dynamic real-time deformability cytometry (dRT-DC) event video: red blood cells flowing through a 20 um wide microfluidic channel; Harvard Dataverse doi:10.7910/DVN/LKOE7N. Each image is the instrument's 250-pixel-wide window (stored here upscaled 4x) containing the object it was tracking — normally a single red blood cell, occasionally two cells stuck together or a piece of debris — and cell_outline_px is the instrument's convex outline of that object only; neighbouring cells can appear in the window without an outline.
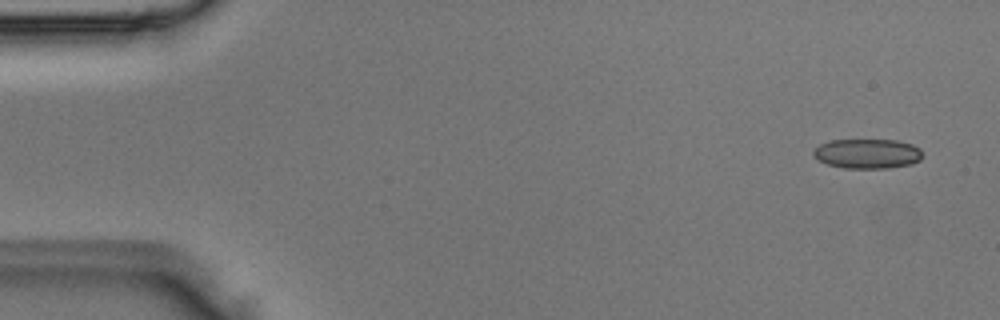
{"species": "Egyptian fruit bat (a non-hibernating species)", "species_latin": "Rousettus aegyptiacus", "temperature_condition": "room temperature", "stored_images_in_passage": 4, "camera_frame_rate_fps": 3000, "um_per_image_px": 0.085, "animal": {"sex": "male"}, "frame": {"image": 1, "passage_image": 1, "time_ms": 0.0, "image_size_px": [1000, 320], "cell_outline_px": [[920, 160], [912, 164], [888, 168], [844, 168], [828, 164], [820, 160], [812, 152], [820, 144], [828, 140], [896, 140], [912, 144], [920, 148]], "centroid_in_image_um": [73.74, 13.06], "position_along_channel_um": 11.3, "area_um2": 18.73}}
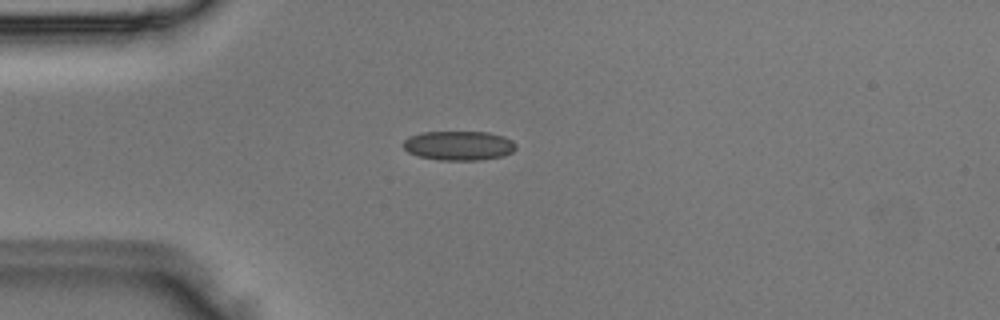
{"frame": {"image": 2, "passage_image": 4, "time_ms": 1.0, "image_size_px": [1000, 320], "cell_outline_px": [[516, 148], [512, 152], [504, 156], [480, 160], [440, 160], [420, 156], [408, 152], [404, 148], [404, 140], [408, 136], [420, 132], [488, 132], [504, 136], [512, 140], [516, 144]], "centroid_in_image_um": [39.02, 12.37], "position_along_channel_um": 46.0, "area_um2": 19.36}}